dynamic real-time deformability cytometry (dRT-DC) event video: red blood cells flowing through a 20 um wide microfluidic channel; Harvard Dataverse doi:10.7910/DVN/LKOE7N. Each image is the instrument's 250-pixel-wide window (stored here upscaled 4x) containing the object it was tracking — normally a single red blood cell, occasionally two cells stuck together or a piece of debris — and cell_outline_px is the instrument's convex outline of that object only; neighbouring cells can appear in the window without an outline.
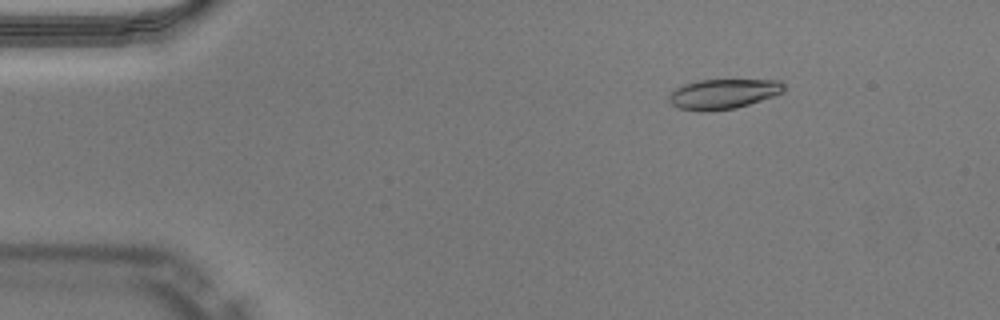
{"species": "Egyptian fruit bat (a non-hibernating species)", "species_latin": "Rousettus aegyptiacus", "temperature_condition": "warm", "stored_images_in_passage": 47, "camera_frame_rate_fps": 3000, "um_per_image_px": 0.085, "animal": {"sex": "male"}, "frame": {"image": 1, "passage_image": 8, "time_ms": 2.333, "image_size_px": [1000, 320], "cell_outline_px": [[784, 92], [736, 108], [708, 112], [700, 112], [680, 108], [672, 104], [668, 100], [668, 96], [676, 88], [684, 84], [696, 80], [780, 80], [784, 84]], "centroid_in_image_um": [61.45, 7.99], "position_along_channel_um": 23.6, "area_um2": 20.06}}
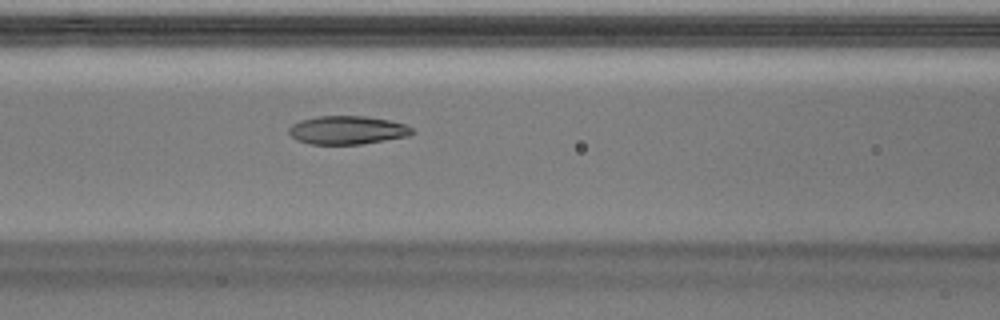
{"frame": {"image": 2, "passage_image": 22, "time_ms": 7.0, "image_size_px": [1000, 320], "cell_outline_px": [[416, 132], [408, 136], [360, 144], [308, 144], [296, 140], [288, 132], [288, 128], [292, 124], [300, 120], [316, 116], [364, 116], [388, 120], [404, 124], [412, 128]], "centroid_in_image_um": [29.49, 11.06], "position_along_channel_um": 137.1, "area_um2": 20.4}}
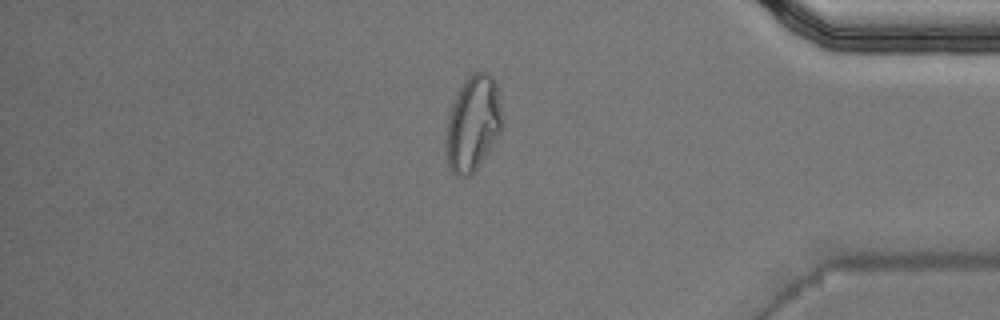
{"frame": {"image": 3, "passage_image": 43, "time_ms": 14.0, "image_size_px": [1000, 320], "cell_outline_px": [[504, 128], [472, 176], [456, 176], [452, 172], [448, 164], [448, 116], [456, 96], [460, 88], [476, 72], [484, 68], [496, 80], [504, 120]], "centroid_in_image_um": [40.29, 10.49], "position_along_channel_um": 394.9, "area_um2": 31.1}, "authors_computed_cell_mechanics": {"area_um2": 20.9236, "velocity_mm_per_s": 4.0683, "shape_relaxation_time_tau1_ms": null, "shape_relaxation_time_tau2_ms": 1.3424, "deformation_change_tau1": null, "deformation_change_tau2": 0.0645}}